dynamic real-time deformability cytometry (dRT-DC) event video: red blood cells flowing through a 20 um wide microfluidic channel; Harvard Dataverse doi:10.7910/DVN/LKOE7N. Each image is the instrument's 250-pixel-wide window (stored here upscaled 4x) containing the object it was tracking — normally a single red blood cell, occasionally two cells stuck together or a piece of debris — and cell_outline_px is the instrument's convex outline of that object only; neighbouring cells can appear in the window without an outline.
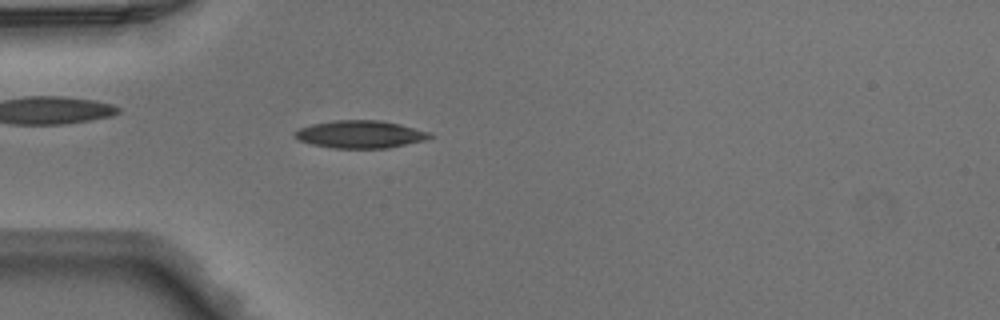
{"species": "Egyptian fruit bat (a non-hibernating species)", "species_latin": "Rousettus aegyptiacus", "temperature_condition": "warm", "stored_images_in_passage": 48, "camera_frame_rate_fps": 3000, "um_per_image_px": 0.085, "animal": {"sex": "male"}, "frame": {"image": 1, "passage_image": 14, "time_ms": 4.333, "image_size_px": [1000, 320], "cell_outline_px": [[432, 136], [424, 140], [388, 148], [332, 148], [312, 144], [300, 140], [292, 136], [292, 132], [300, 128], [312, 124], [332, 120], [380, 120], [400, 124], [432, 132]], "centroid_in_image_um": [30.6, 11.41], "position_along_channel_um": 54.4, "area_um2": 21.79}}
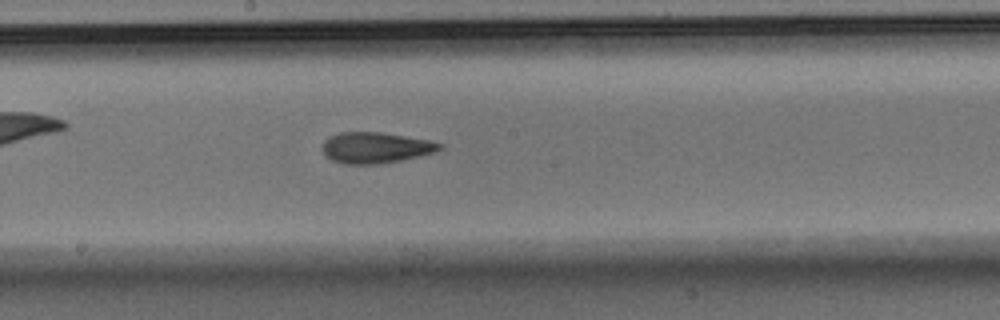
{"frame": {"image": 2, "passage_image": 26, "time_ms": 8.333, "image_size_px": [1000, 320], "cell_outline_px": [[444, 148], [436, 152], [420, 156], [380, 164], [344, 164], [332, 160], [324, 156], [324, 140], [328, 136], [340, 132], [380, 132], [428, 140], [444, 144]], "centroid_in_image_um": [31.94, 12.55], "position_along_channel_um": 216.3, "area_um2": 21.21}}
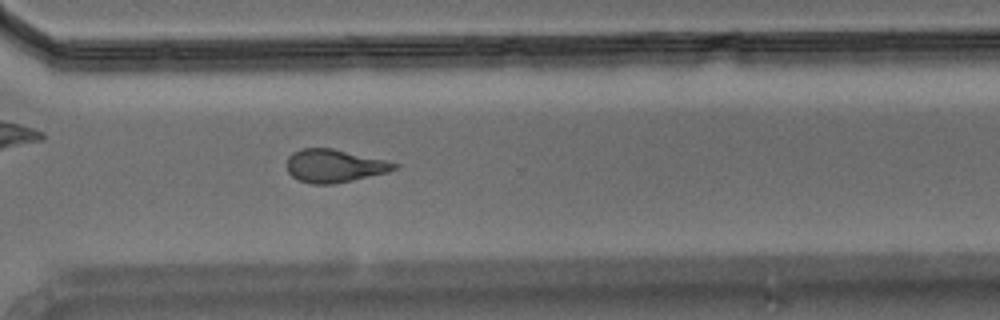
{"frame": {"image": 3, "passage_image": 35, "time_ms": 11.333, "image_size_px": [1000, 320], "cell_outline_px": [[400, 168], [388, 172], [352, 180], [332, 184], [312, 184], [300, 180], [292, 176], [288, 172], [288, 156], [292, 152], [300, 148], [332, 148], [384, 160], [400, 164]], "centroid_in_image_um": [28.43, 14.09], "position_along_channel_um": 342.2, "area_um2": 20.58}}